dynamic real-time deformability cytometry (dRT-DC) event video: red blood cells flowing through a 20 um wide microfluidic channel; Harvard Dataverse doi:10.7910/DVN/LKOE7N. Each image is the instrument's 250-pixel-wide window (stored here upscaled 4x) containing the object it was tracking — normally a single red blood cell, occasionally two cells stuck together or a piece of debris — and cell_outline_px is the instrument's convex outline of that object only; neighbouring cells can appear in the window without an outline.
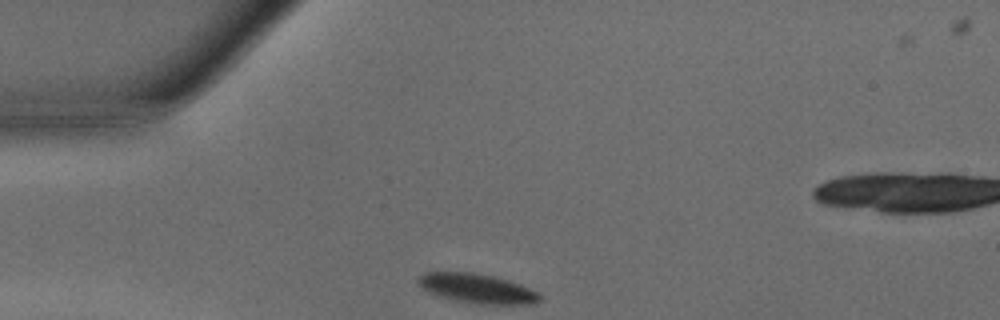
{"species": "common noctule bat (a hibernating species)", "species_latin": "Nyctalus noctula", "temperature_condition": "warm", "stored_images_in_passage": 29, "camera_frame_rate_fps": 3000, "um_per_image_px": 0.085, "animal": {"sex": "male", "body_mass_g": 15.6}, "frame": {"image": 1, "passage_image": 4, "time_ms": 1.0, "image_size_px": [1000, 320], "cell_outline_px": [[544, 300], [532, 304], [480, 304], [460, 300], [428, 292], [416, 280], [424, 272], [472, 272], [492, 276], [508, 280], [520, 284], [544, 296]], "centroid_in_image_um": [40.63, 24.51], "position_along_channel_um": 44.4, "area_um2": 20.52}}
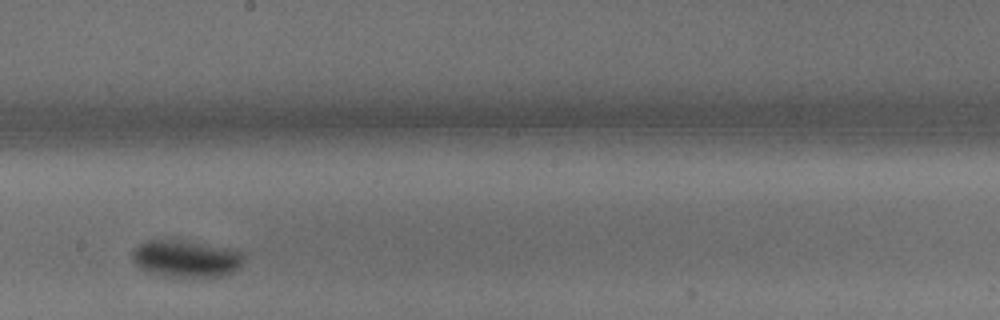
{"frame": {"image": 2, "passage_image": 19, "time_ms": 6.0, "image_size_px": [1000, 320], "cell_outline_px": [[244, 260], [232, 272], [220, 276], [180, 276], [156, 272], [140, 268], [132, 260], [132, 252], [140, 244], [148, 240], [176, 240], [200, 244], [240, 252], [244, 256]], "centroid_in_image_um": [15.78, 21.98], "position_along_channel_um": 232.4, "area_um2": 22.72}}
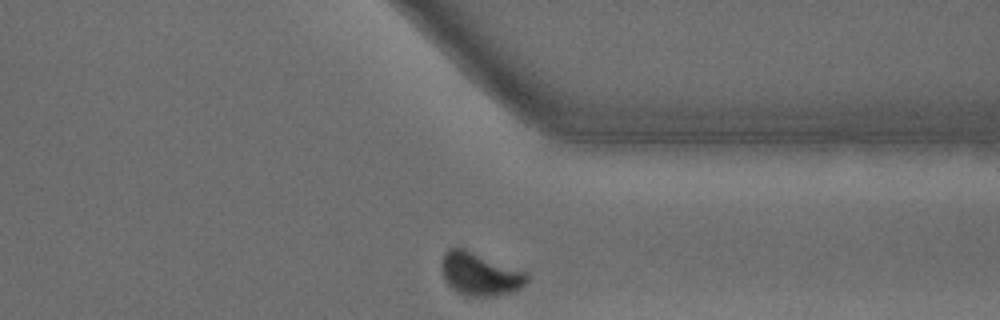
{"frame": {"image": 3, "passage_image": 29, "time_ms": 9.333, "image_size_px": [1000, 320], "cell_outline_px": [[532, 276], [520, 288], [512, 292], [492, 296], [468, 296], [456, 292], [448, 284], [440, 268], [440, 260], [444, 252], [448, 248], [464, 248], [528, 272]], "centroid_in_image_um": [40.8, 23.28], "position_along_channel_um": 370.6, "area_um2": 21.68}, "authors_computed_cell_mechanics": {"area_um2": 22.7154, "velocity_mm_per_s": 4.1742, "shape_relaxation_time_tau1_ms": 4.3339, "shape_relaxation_time_tau2_ms": null, "deformation_change_tau1": 0.1899, "deformation_change_tau2": null}}